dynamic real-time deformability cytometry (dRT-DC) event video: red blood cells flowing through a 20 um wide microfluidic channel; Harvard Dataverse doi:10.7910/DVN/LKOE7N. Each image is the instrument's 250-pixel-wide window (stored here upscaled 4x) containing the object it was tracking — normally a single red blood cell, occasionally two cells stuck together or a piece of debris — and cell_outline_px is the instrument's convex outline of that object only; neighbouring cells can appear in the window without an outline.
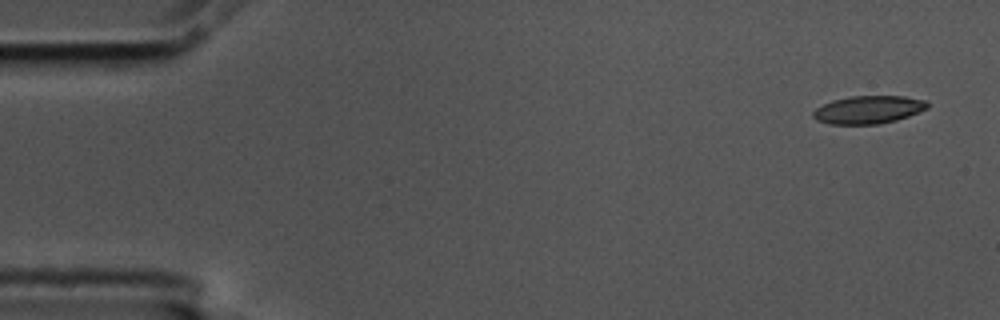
{"species": "common noctule bat (a hibernating species)", "species_latin": "Nyctalus noctula", "temperature_condition": "cold", "stored_images_in_passage": 4, "camera_frame_rate_fps": 3000, "um_per_image_px": 0.085, "animal": {"sex": "male", "body_mass_g": 17.5, "forearm_length_mm": 52.3}, "frame": {"image": 1, "passage_image": 1, "time_ms": 0.0, "image_size_px": [1000, 320], "cell_outline_px": [[928, 108], [908, 116], [896, 120], [880, 124], [828, 124], [816, 120], [812, 116], [812, 112], [816, 108], [832, 100], [852, 96], [904, 96], [928, 100]], "centroid_in_image_um": [73.81, 9.32], "position_along_channel_um": 11.2, "area_um2": 18.67}}
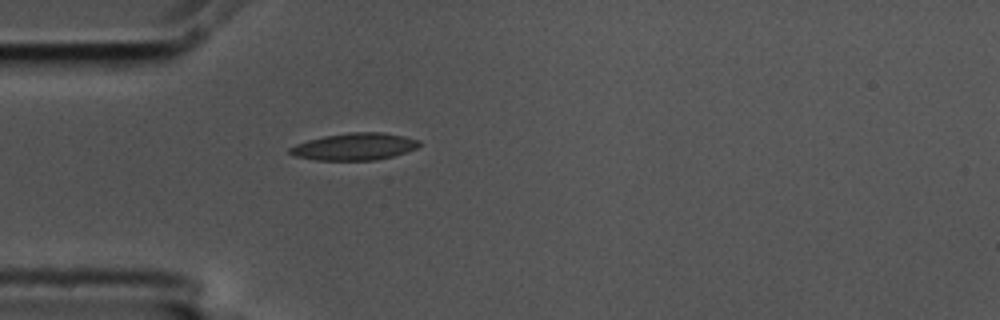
{"frame": {"image": 2, "passage_image": 4, "time_ms": 1.0, "image_size_px": [1000, 320], "cell_outline_px": [[420, 144], [416, 148], [392, 156], [376, 160], [316, 160], [296, 156], [288, 152], [288, 148], [296, 144], [308, 140], [324, 136], [348, 132], [384, 132], [404, 136], [420, 140]], "centroid_in_image_um": [30.12, 12.45], "position_along_channel_um": 54.9, "area_um2": 20.35}}